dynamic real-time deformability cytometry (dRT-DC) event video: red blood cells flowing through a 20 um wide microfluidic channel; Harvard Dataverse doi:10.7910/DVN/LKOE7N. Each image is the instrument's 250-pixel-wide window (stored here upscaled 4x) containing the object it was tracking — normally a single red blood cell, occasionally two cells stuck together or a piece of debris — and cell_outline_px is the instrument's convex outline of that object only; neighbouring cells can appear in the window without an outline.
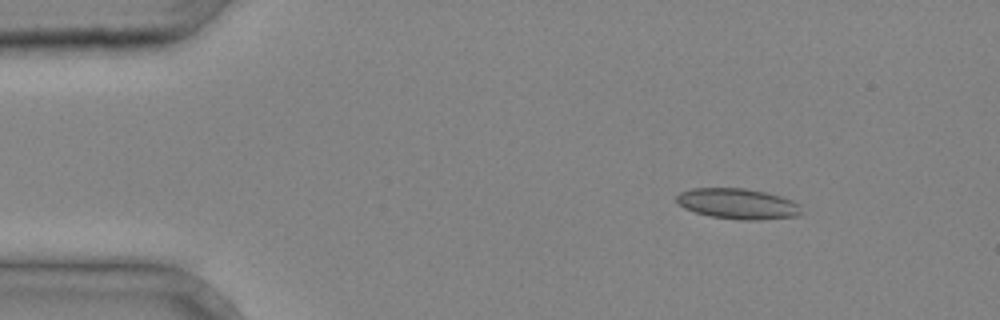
{"species": "common noctule bat (a hibernating species)", "species_latin": "Nyctalus noctula", "temperature_condition": "cold", "stored_images_in_passage": 2, "camera_frame_rate_fps": 3000, "um_per_image_px": 0.085, "animal": {"sex": "male", "body_mass_g": 20.4}, "frame": {"image": 1, "passage_image": 2, "time_ms": 0.333, "image_size_px": [1000, 320], "cell_outline_px": [[800, 216], [760, 220], [740, 220], [708, 216], [684, 208], [676, 200], [676, 196], [680, 192], [692, 188], [744, 188], [764, 192], [780, 196], [792, 200], [800, 204]], "centroid_in_image_um": [62.72, 17.32], "position_along_channel_um": 22.3, "area_um2": 22.31}}